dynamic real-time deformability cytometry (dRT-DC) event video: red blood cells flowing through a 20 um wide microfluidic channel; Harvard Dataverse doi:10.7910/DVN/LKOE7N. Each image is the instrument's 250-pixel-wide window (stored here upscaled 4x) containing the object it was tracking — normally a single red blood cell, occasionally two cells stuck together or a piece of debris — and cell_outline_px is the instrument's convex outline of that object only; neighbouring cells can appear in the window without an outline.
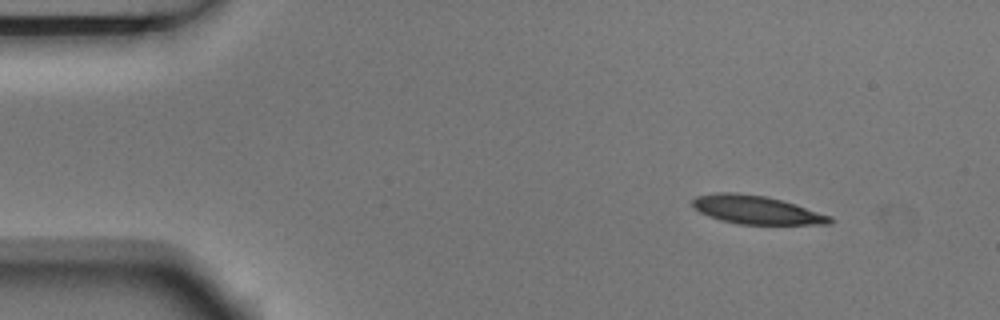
{"species": "Egyptian fruit bat (a non-hibernating species)", "species_latin": "Rousettus aegyptiacus", "temperature_condition": "room temperature", "stored_images_in_passage": 5, "camera_frame_rate_fps": 3000, "um_per_image_px": 0.085, "animal": {"sex": "male"}, "frame": {"image": 1, "passage_image": 1, "time_ms": 0.0, "image_size_px": [1000, 320], "cell_outline_px": [[836, 220], [832, 224], [740, 224], [720, 220], [708, 216], [700, 212], [692, 204], [692, 200], [696, 196], [716, 192], [736, 192], [768, 196], [832, 216]], "centroid_in_image_um": [64.3, 17.83], "position_along_channel_um": 20.7, "area_um2": 22.77}}
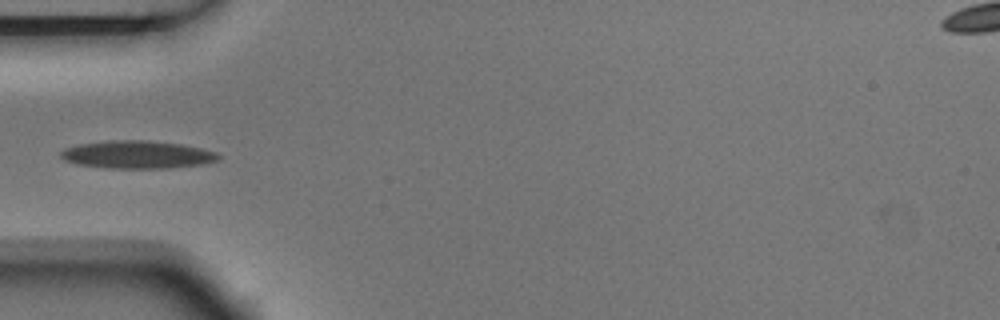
{"frame": {"image": 2, "passage_image": 4, "time_ms": 1.0, "image_size_px": [1000, 320], "cell_outline_px": [[220, 160], [204, 164], [168, 168], [104, 168], [76, 164], [64, 160], [60, 156], [60, 152], [64, 148], [76, 144], [108, 140], [148, 140], [184, 144], [216, 152], [220, 156]], "centroid_in_image_um": [11.65, 13.14], "position_along_channel_um": 73.4, "area_um2": 25.89}}
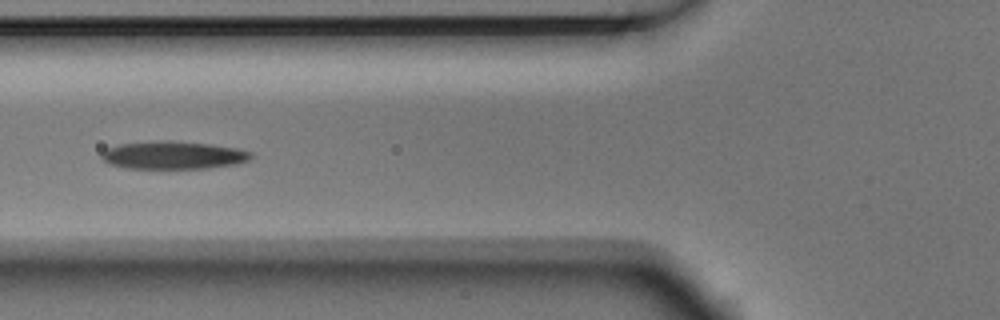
{"frame": {"image": 3, "passage_image": 5, "time_ms": 1.333, "image_size_px": [1000, 320], "cell_outline_px": [[252, 156], [248, 160], [236, 164], [208, 168], [124, 168], [108, 164], [100, 156], [100, 152], [108, 148], [120, 144], [164, 140], [172, 140], [212, 144], [240, 148], [252, 152]], "centroid_in_image_um": [14.74, 13.18], "position_along_channel_um": 111.1, "area_um2": 24.45}}